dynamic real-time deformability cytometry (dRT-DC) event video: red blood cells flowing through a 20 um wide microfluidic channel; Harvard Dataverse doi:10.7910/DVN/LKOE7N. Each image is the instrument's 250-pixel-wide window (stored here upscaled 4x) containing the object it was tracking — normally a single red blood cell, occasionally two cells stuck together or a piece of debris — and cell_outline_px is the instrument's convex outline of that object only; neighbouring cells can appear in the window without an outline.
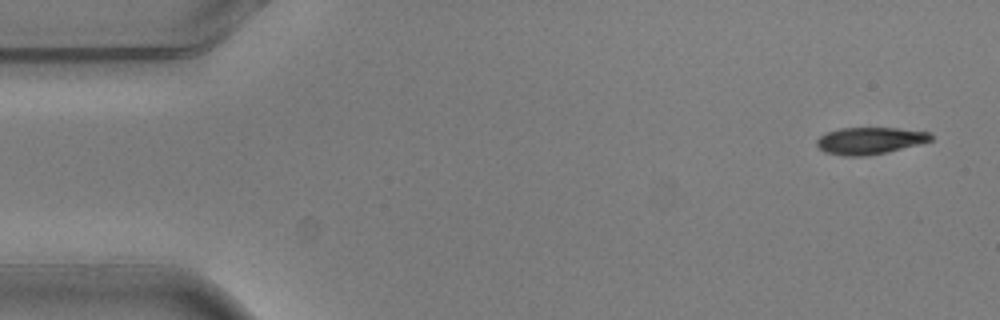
{"species": "common noctule bat (a hibernating species)", "species_latin": "Nyctalus noctula", "temperature_condition": "warm", "stored_images_in_passage": 4, "camera_frame_rate_fps": 3000, "um_per_image_px": 0.085, "animal": {"sex": "male", "body_mass_g": 20.5, "forearm_length_mm": 52.5}, "frame": {"image": 1, "passage_image": 1, "time_ms": 0.0, "image_size_px": [1000, 320], "cell_outline_px": [[932, 140], [884, 152], [864, 156], [844, 156], [824, 152], [816, 144], [816, 140], [820, 136], [828, 132], [840, 128], [896, 128], [928, 132], [932, 136]], "centroid_in_image_um": [73.87, 11.95], "position_along_channel_um": 11.1, "area_um2": 17.51}}